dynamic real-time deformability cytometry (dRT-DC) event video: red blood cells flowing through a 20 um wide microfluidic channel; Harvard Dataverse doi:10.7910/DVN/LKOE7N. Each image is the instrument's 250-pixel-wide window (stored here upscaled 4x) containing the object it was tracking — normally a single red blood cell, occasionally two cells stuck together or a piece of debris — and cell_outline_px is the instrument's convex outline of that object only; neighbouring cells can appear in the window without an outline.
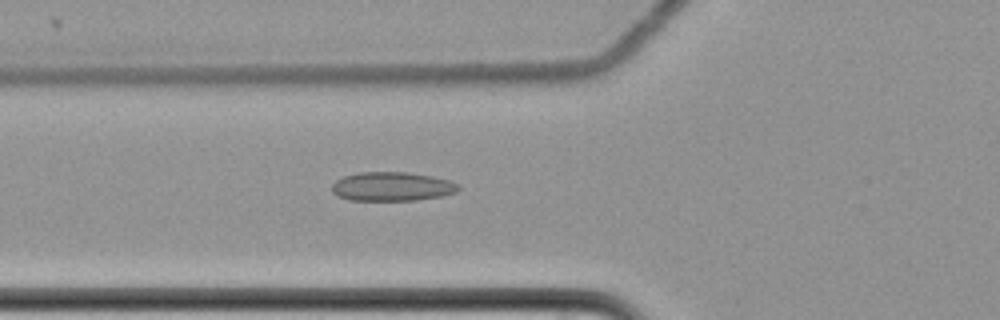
{"species": "common noctule bat (a hibernating species)", "species_latin": "Nyctalus noctula", "temperature_condition": "cold", "stored_images_in_passage": 61, "camera_frame_rate_fps": 3000, "um_per_image_px": 0.085, "animal": {"sex": "female", "body_mass_g": 22.7, "forearm_length_mm": 54.2}, "frame": {"image": 1, "passage_image": 24, "time_ms": 7.667, "image_size_px": [1000, 320], "cell_outline_px": [[460, 188], [456, 192], [440, 196], [416, 200], [348, 200], [332, 192], [332, 184], [336, 180], [344, 176], [360, 172], [408, 172], [432, 176], [448, 180], [456, 184]], "centroid_in_image_um": [33.3, 15.85], "position_along_channel_um": 92.5, "area_um2": 21.21}}
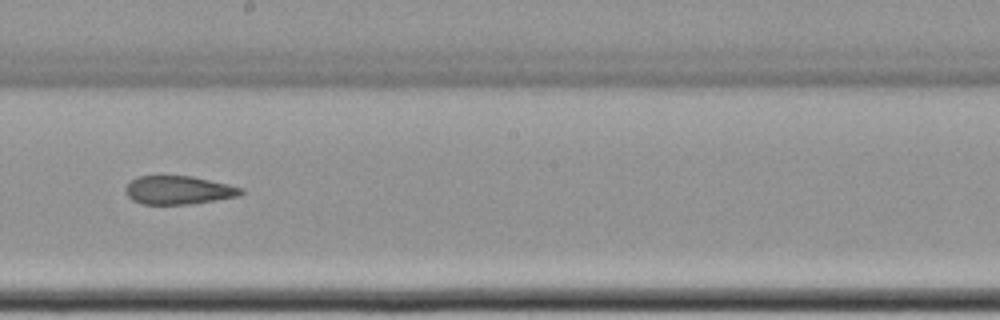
{"frame": {"image": 2, "passage_image": 36, "time_ms": 11.667, "image_size_px": [1000, 320], "cell_outline_px": [[244, 192], [240, 196], [192, 204], [140, 204], [132, 200], [124, 192], [124, 188], [136, 176], [192, 176], [228, 184], [244, 188]], "centroid_in_image_um": [15.18, 16.16], "position_along_channel_um": 233.0, "area_um2": 19.31}}
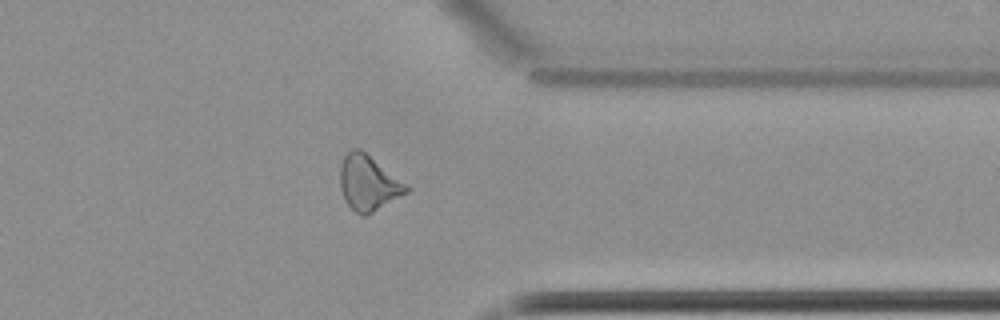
{"frame": {"image": 3, "passage_image": 49, "time_ms": 16.0, "image_size_px": [1000, 320], "cell_outline_px": [[408, 192], [372, 212], [364, 216], [360, 216], [344, 200], [340, 188], [340, 168], [344, 156], [352, 148], [360, 148], [404, 184], [408, 188]], "centroid_in_image_um": [31.24, 15.56], "position_along_channel_um": 380.2, "area_um2": 20.63}, "authors_computed_cell_mechanics": {"area_um2": 21.386, "velocity_mm_per_s": 3.5049, "shape_relaxation_time_tau1_ms": null, "shape_relaxation_time_tau2_ms": 6.7129, "deformation_change_tau1": null, "deformation_change_tau2": 0.1494}}